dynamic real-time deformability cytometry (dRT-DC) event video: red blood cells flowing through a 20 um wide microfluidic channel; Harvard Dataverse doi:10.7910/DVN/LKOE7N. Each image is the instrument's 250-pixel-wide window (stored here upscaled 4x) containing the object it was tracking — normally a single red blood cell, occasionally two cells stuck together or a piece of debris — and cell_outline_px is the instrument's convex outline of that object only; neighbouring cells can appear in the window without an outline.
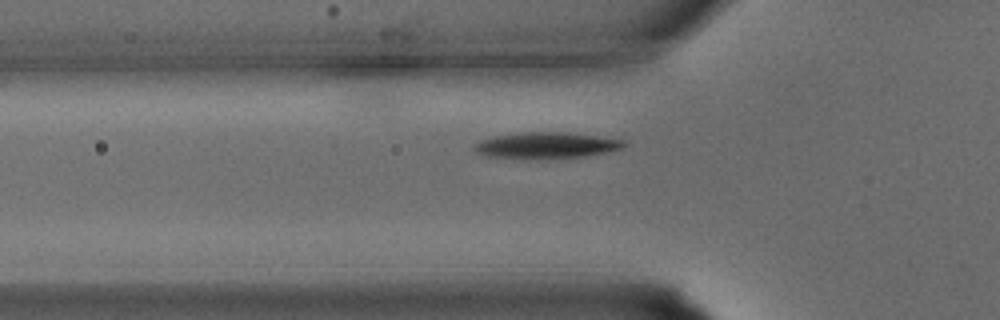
{"species": "common noctule bat (a hibernating species)", "species_latin": "Nyctalus noctula", "temperature_condition": "warm", "stored_images_in_passage": 25, "camera_frame_rate_fps": 3000, "um_per_image_px": 0.085, "animal": {"sex": "male", "body_mass_g": 15.6}, "frame": {"image": 1, "passage_image": 3, "time_ms": 0.667, "image_size_px": [1000, 320], "cell_outline_px": [[628, 144], [624, 148], [584, 156], [540, 160], [520, 160], [480, 156], [472, 148], [480, 140], [496, 136], [524, 132], [564, 132], [596, 136], [624, 140]], "centroid_in_image_um": [46.36, 12.39], "position_along_channel_um": 79.4, "area_um2": 23.41}}
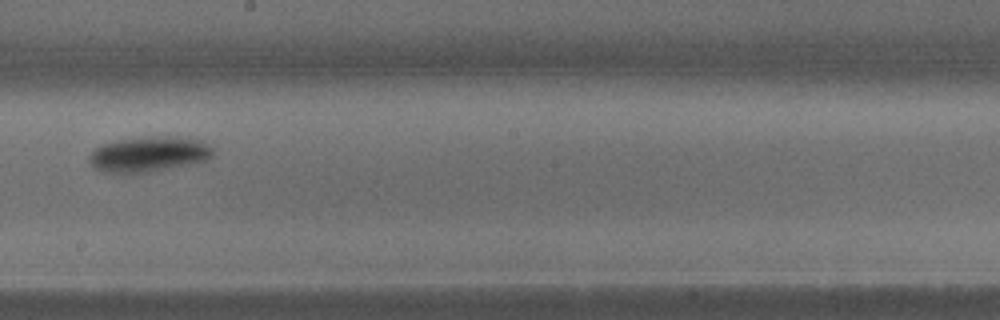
{"frame": {"image": 2, "passage_image": 11, "time_ms": 3.333, "image_size_px": [1000, 320], "cell_outline_px": [[216, 152], [212, 156], [204, 160], [148, 172], [104, 172], [96, 168], [88, 160], [88, 156], [96, 148], [104, 144], [120, 140], [152, 136], [180, 136], [200, 140], [208, 144]], "centroid_in_image_um": [12.67, 13.08], "position_along_channel_um": 235.5, "area_um2": 24.97}}
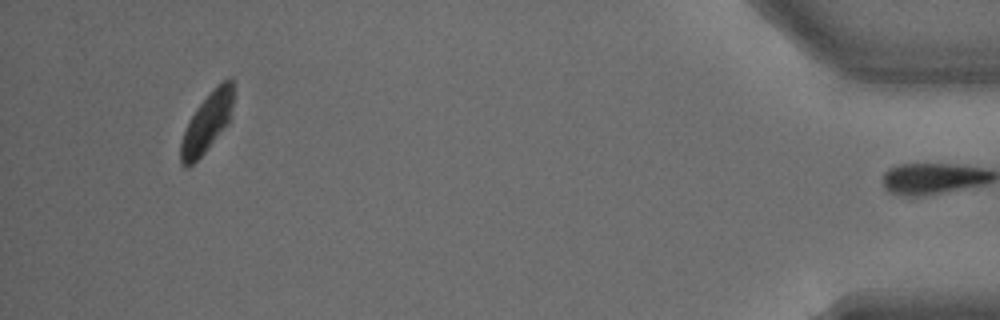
{"frame": {"image": 3, "passage_image": 24, "time_ms": 7.667, "image_size_px": [1000, 320], "cell_outline_px": [[232, 104], [228, 124], [208, 148], [188, 168], [184, 168], [180, 164], [180, 140], [188, 120], [196, 108], [216, 84], [228, 76], [232, 76]], "centroid_in_image_um": [17.56, 10.41], "position_along_channel_um": 417.6, "area_um2": 18.32}}